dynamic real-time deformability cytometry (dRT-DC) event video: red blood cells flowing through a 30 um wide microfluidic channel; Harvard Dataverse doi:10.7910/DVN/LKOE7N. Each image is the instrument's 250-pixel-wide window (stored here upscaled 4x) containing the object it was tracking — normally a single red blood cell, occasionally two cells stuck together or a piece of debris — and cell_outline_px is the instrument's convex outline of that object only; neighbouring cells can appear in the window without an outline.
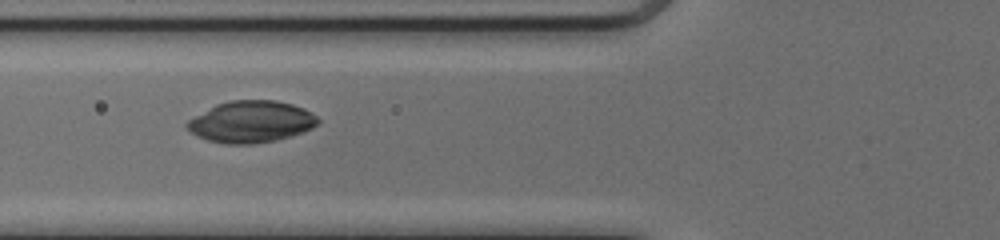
{"species": "common noctule bat (a hibernating species)", "species_latin": "Nyctalus noctula", "temperature_condition": "cold", "stored_images_in_passage": 23, "camera_frame_rate_fps": 3000, "um_per_image_px": 0.085, "animal": {"sex": "female", "body_mass_g": 17.0, "forearm_length_mm": 48.0}, "frame": {"image": 1, "passage_image": 4, "time_ms": 1.0, "image_size_px": [1000, 240], "cell_outline_px": [[312, 124], [304, 128], [292, 132], [260, 140], [220, 140], [208, 136], [200, 132], [248, 104], [284, 104], [296, 108], [304, 112], [312, 120]], "centroid_in_image_um": [22.01, 10.44], "position_along_channel_um": 103.8, "area_um2": 19.94}}
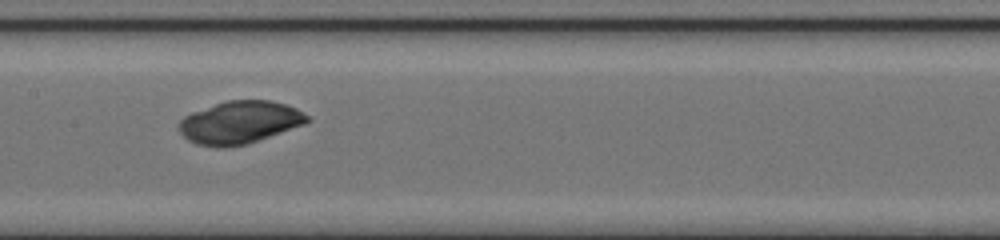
{"frame": {"image": 2, "passage_image": 10, "time_ms": 3.0, "image_size_px": [1000, 240], "cell_outline_px": [[304, 120], [284, 128], [248, 140], [232, 144], [212, 144], [200, 140], [192, 136], [188, 132], [188, 120], [192, 116], [240, 104], [272, 104], [288, 108], [304, 116]], "centroid_in_image_um": [20.49, 10.44], "position_along_channel_um": 186.9, "area_um2": 23.35}}
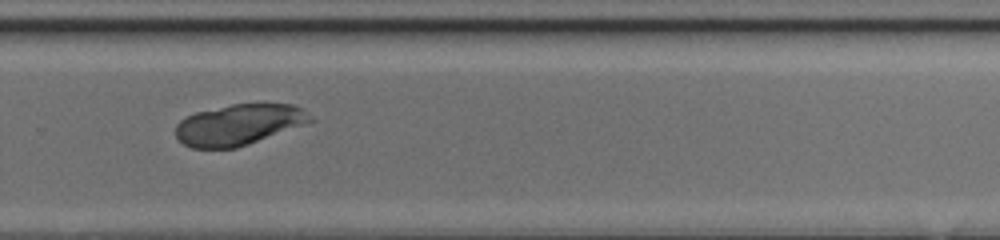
{"frame": {"image": 3, "passage_image": 19, "time_ms": 6.0, "image_size_px": [1000, 240], "cell_outline_px": [[288, 108], [284, 120], [280, 124], [268, 132], [252, 140], [228, 148], [200, 148], [188, 144], [180, 136], [180, 124], [184, 120], [192, 116], [208, 112], [244, 104], [276, 104]], "centroid_in_image_um": [19.68, 10.65], "position_along_channel_um": 310.1, "area_um2": 24.45}}